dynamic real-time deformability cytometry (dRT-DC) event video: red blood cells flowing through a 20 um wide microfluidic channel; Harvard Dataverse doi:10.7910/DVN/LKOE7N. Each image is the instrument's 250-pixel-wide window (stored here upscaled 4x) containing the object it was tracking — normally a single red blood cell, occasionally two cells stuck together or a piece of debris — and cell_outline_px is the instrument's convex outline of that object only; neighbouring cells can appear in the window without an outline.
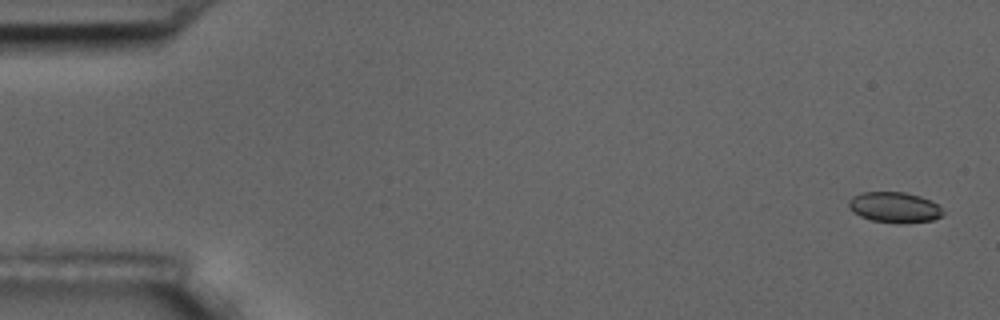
{"species": "common noctule bat (a hibernating species)", "species_latin": "Nyctalus noctula", "temperature_condition": "room temperature", "stored_images_in_passage": 5, "camera_frame_rate_fps": 3000, "um_per_image_px": 0.085, "animal": {"sex": "male", "body_mass_g": 17.5, "forearm_length_mm": 52.3}, "frame": {"image": 1, "passage_image": 1, "time_ms": 0.0, "image_size_px": [1000, 320], "cell_outline_px": [[944, 212], [940, 216], [932, 220], [872, 220], [860, 216], [852, 212], [848, 208], [848, 200], [852, 196], [864, 192], [904, 192], [920, 196], [936, 204]], "centroid_in_image_um": [75.94, 17.56], "position_along_channel_um": 9.1, "area_um2": 15.9}}
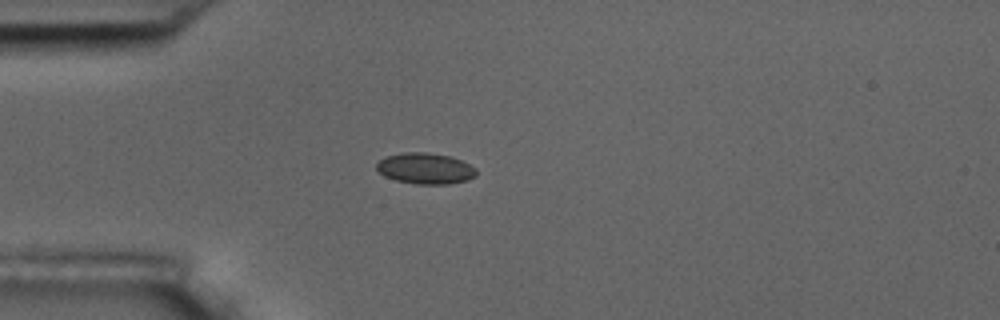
{"frame": {"image": 2, "passage_image": 5, "time_ms": 4.667, "image_size_px": [1000, 320], "cell_outline_px": [[476, 176], [468, 180], [448, 184], [416, 184], [396, 180], [384, 176], [376, 168], [376, 164], [384, 156], [404, 152], [424, 152], [448, 156], [460, 160], [476, 168]], "centroid_in_image_um": [36.14, 14.32], "position_along_channel_um": 48.9, "area_um2": 17.98}}